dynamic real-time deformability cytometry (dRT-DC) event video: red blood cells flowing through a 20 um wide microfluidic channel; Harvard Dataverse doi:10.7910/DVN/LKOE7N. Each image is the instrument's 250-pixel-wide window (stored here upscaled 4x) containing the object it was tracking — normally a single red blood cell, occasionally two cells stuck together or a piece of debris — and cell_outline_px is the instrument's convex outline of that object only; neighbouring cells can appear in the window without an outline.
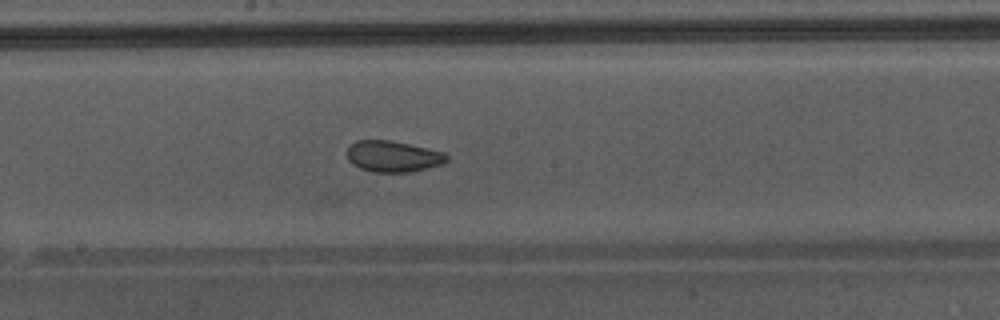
{"species": "Egyptian fruit bat (a non-hibernating species)", "species_latin": "Rousettus aegyptiacus", "temperature_condition": "warm", "stored_images_in_passage": 50, "camera_frame_rate_fps": 3000, "um_per_image_px": 0.085, "animal": {"sex": "male"}, "frame": {"image": 1, "passage_image": 29, "time_ms": 9.333, "image_size_px": [1000, 320], "cell_outline_px": [[448, 160], [440, 164], [408, 172], [372, 172], [360, 168], [352, 164], [348, 160], [348, 148], [356, 140], [388, 140], [428, 148], [444, 152], [448, 156]], "centroid_in_image_um": [33.38, 13.29], "position_along_channel_um": 214.8, "area_um2": 17.86}, "authors_computed_cell_mechanics": {"area_um2": 21.5016, "velocity_mm_per_s": 4.3426, "shape_relaxation_time_tau1_ms": null, "shape_relaxation_time_tau2_ms": 1.3139, "deformation_change_tau1": null, "deformation_change_tau2": 0.0602}}